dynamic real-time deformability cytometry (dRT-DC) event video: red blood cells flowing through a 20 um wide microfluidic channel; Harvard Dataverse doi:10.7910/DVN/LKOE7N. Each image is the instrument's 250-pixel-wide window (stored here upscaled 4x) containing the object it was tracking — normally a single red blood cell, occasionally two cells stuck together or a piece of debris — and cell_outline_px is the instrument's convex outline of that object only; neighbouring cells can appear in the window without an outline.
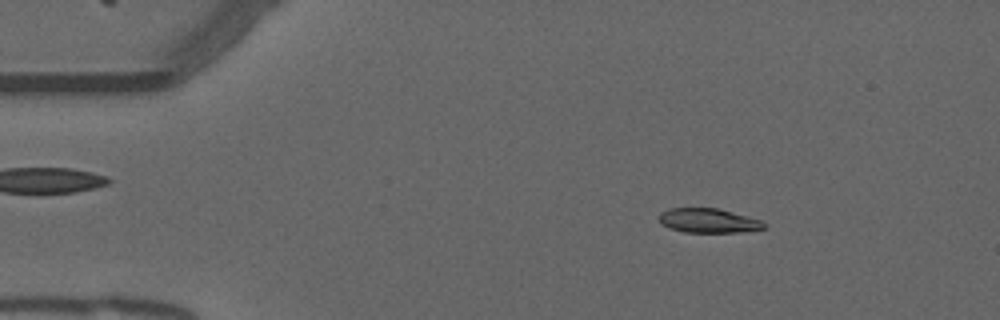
{"species": "common noctule bat (a hibernating species)", "species_latin": "Nyctalus noctula", "temperature_condition": "warm", "stored_images_in_passage": 54, "camera_frame_rate_fps": 3000, "um_per_image_px": 0.085, "animal": {"sex": "male", "forearm_length_mm": 52.5}, "frame": {"image": 1, "passage_image": 8, "time_ms": 2.333, "image_size_px": [1000, 320], "cell_outline_px": [[764, 228], [740, 232], [684, 232], [668, 228], [660, 224], [660, 212], [668, 208], [716, 208], [748, 216], [760, 220], [764, 224]], "centroid_in_image_um": [60.15, 18.75], "position_along_channel_um": 24.8, "area_um2": 14.8}}
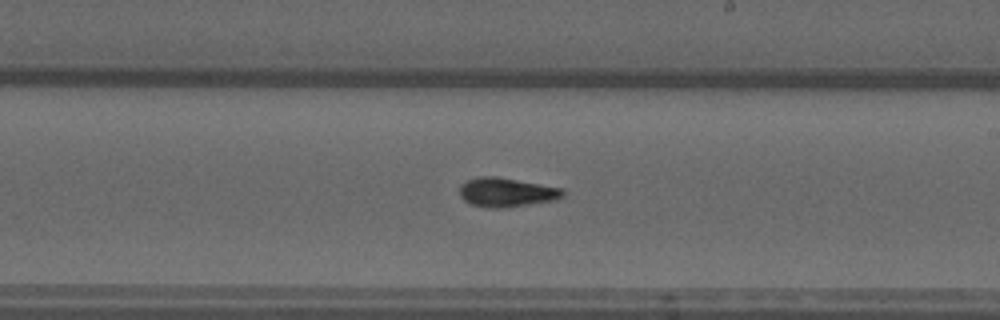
{"frame": {"image": 2, "passage_image": 31, "time_ms": 10.0, "image_size_px": [1000, 320], "cell_outline_px": [[564, 196], [556, 200], [504, 208], [488, 208], [472, 204], [464, 200], [460, 196], [460, 184], [468, 180], [480, 176], [496, 176], [564, 188]], "centroid_in_image_um": [43.07, 16.34], "position_along_channel_um": 245.9, "area_um2": 17.63}}
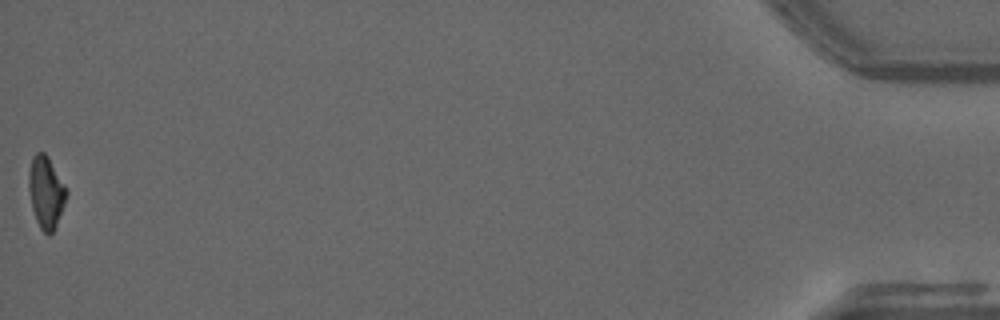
{"frame": {"image": 3, "passage_image": 54, "time_ms": 17.667, "image_size_px": [1000, 320], "cell_outline_px": [[68, 192], [64, 204], [56, 224], [52, 232], [48, 236], [40, 228], [36, 220], [32, 208], [28, 188], [28, 172], [32, 156], [36, 152], [44, 152], [48, 156], [68, 188]], "centroid_in_image_um": [3.9, 16.29], "position_along_channel_um": 431.3, "area_um2": 15.95}, "authors_computed_cell_mechanics": {"area_um2": 15.9817, "velocity_mm_per_s": 3.7728, "shape_relaxation_time_tau1_ms": 6.4491, "shape_relaxation_time_tau2_ms": 3.2296, "deformation_change_tau1": 0.2346, "deformation_change_tau2": 0.0865}}